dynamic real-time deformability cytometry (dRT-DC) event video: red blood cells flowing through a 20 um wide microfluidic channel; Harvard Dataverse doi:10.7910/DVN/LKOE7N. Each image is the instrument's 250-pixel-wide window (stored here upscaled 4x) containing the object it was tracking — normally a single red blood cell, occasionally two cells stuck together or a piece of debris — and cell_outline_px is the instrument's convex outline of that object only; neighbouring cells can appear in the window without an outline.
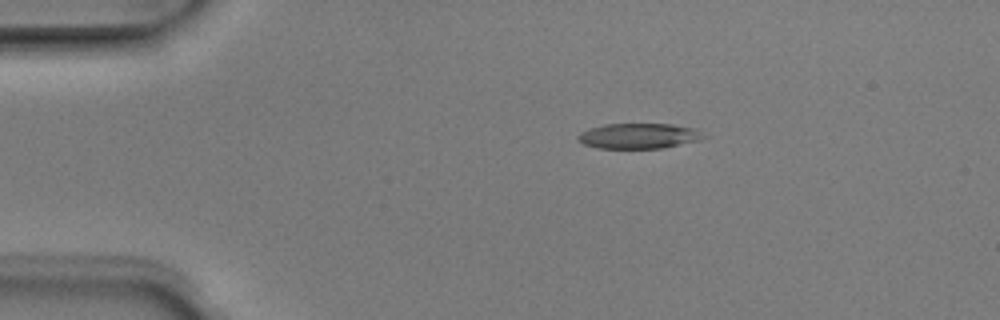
{"species": "Egyptian fruit bat (a non-hibernating species)", "species_latin": "Rousettus aegyptiacus", "temperature_condition": "room temperature", "stored_images_in_passage": 3, "camera_frame_rate_fps": 3000, "um_per_image_px": 0.085, "animal": {"sex": "male"}, "frame": {"image": 1, "passage_image": 2, "time_ms": 0.333, "image_size_px": [1000, 320], "cell_outline_px": [[708, 136], [700, 140], [660, 148], [600, 148], [584, 144], [576, 136], [580, 132], [604, 124], [672, 124], [696, 128]], "centroid_in_image_um": [54.35, 11.54], "position_along_channel_um": 30.7, "area_um2": 18.44}}